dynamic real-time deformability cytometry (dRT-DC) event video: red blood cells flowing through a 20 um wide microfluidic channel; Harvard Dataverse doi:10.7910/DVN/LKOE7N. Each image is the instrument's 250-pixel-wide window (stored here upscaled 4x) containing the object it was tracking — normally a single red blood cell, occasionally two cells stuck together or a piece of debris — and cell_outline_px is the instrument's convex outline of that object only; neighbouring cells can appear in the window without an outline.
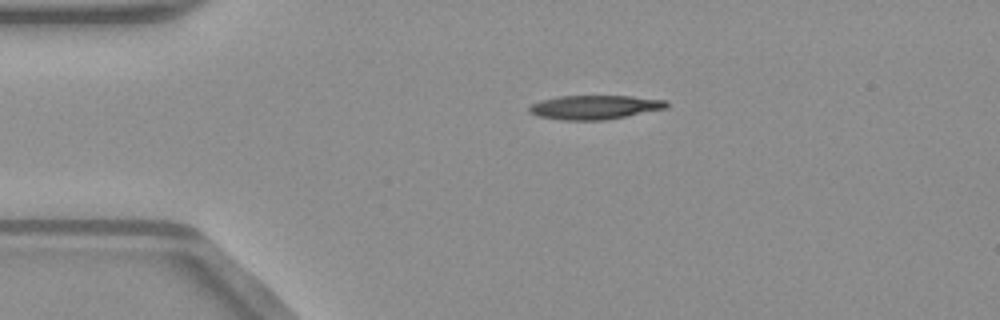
{"species": "common noctule bat (a hibernating species)", "species_latin": "Nyctalus noctula", "temperature_condition": "warm", "stored_images_in_passage": 34, "camera_frame_rate_fps": 3000, "um_per_image_px": 0.085, "animal": {"sex": "male", "body_mass_g": 23.1, "forearm_length_mm": 52.7}, "frame": {"image": 1, "passage_image": 1, "time_ms": 0.0, "image_size_px": [1000, 320], "cell_outline_px": [[668, 108], [604, 120], [564, 120], [540, 116], [528, 112], [528, 108], [532, 104], [540, 100], [556, 96], [632, 96], [668, 100]], "centroid_in_image_um": [50.56, 9.1], "position_along_channel_um": 34.4, "area_um2": 19.25}}
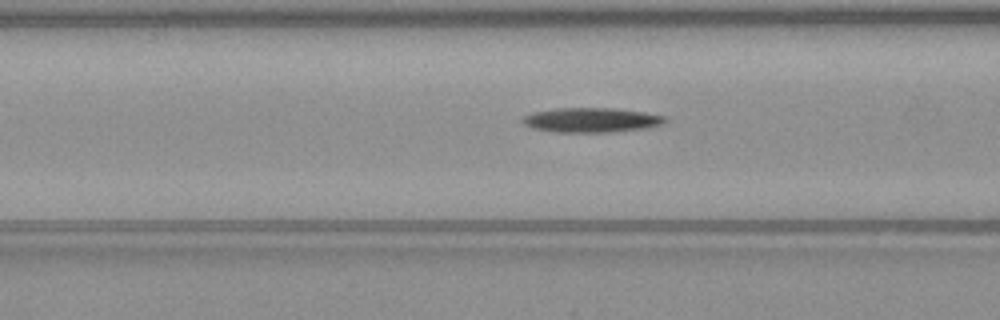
{"frame": {"image": 2, "passage_image": 10, "time_ms": 3.0, "image_size_px": [1000, 320], "cell_outline_px": [[668, 120], [664, 124], [644, 128], [608, 132], [556, 132], [532, 128], [524, 124], [520, 120], [524, 116], [532, 112], [556, 108], [612, 108], [644, 112], [664, 116]], "centroid_in_image_um": [50.24, 10.2], "position_along_channel_um": 116.4, "area_um2": 20.4}}
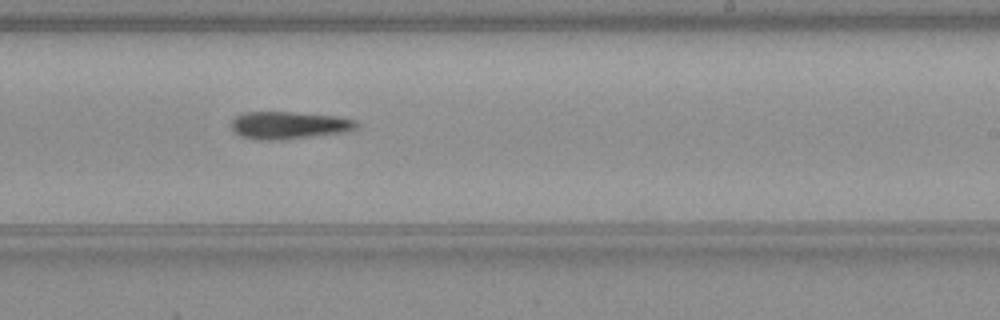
{"frame": {"image": 3, "passage_image": 21, "time_ms": 6.667, "image_size_px": [1000, 320], "cell_outline_px": [[360, 124], [356, 128], [348, 132], [284, 140], [256, 140], [240, 136], [232, 128], [232, 120], [236, 116], [244, 112], [296, 112], [336, 116], [356, 120]], "centroid_in_image_um": [24.6, 10.65], "position_along_channel_um": 264.4, "area_um2": 20.35}}